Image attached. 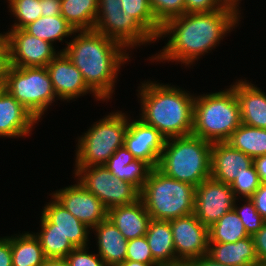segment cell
Returning a JSON list of instances; mask_svg holds the SVG:
<instances>
[{
  "instance_id": "1",
  "label": "cell",
  "mask_w": 266,
  "mask_h": 266,
  "mask_svg": "<svg viewBox=\"0 0 266 266\" xmlns=\"http://www.w3.org/2000/svg\"><path fill=\"white\" fill-rule=\"evenodd\" d=\"M238 7V4L228 1L221 9L185 13L167 20L162 25L158 38L169 35V40L159 54L149 58L157 62H181L185 66L190 64L191 67L195 60L219 45L221 39L236 28L241 18Z\"/></svg>"
},
{
  "instance_id": "2",
  "label": "cell",
  "mask_w": 266,
  "mask_h": 266,
  "mask_svg": "<svg viewBox=\"0 0 266 266\" xmlns=\"http://www.w3.org/2000/svg\"><path fill=\"white\" fill-rule=\"evenodd\" d=\"M74 35L60 52L80 70L87 87L101 101L112 99L120 67L128 62L129 52L95 30L75 31Z\"/></svg>"
},
{
  "instance_id": "3",
  "label": "cell",
  "mask_w": 266,
  "mask_h": 266,
  "mask_svg": "<svg viewBox=\"0 0 266 266\" xmlns=\"http://www.w3.org/2000/svg\"><path fill=\"white\" fill-rule=\"evenodd\" d=\"M155 82L144 81L137 90L142 112L139 119L166 139L192 134L194 94Z\"/></svg>"
},
{
  "instance_id": "4",
  "label": "cell",
  "mask_w": 266,
  "mask_h": 266,
  "mask_svg": "<svg viewBox=\"0 0 266 266\" xmlns=\"http://www.w3.org/2000/svg\"><path fill=\"white\" fill-rule=\"evenodd\" d=\"M212 143L193 134L165 140L157 169L175 180L197 187L211 177Z\"/></svg>"
},
{
  "instance_id": "5",
  "label": "cell",
  "mask_w": 266,
  "mask_h": 266,
  "mask_svg": "<svg viewBox=\"0 0 266 266\" xmlns=\"http://www.w3.org/2000/svg\"><path fill=\"white\" fill-rule=\"evenodd\" d=\"M242 124L234 89L195 96L192 134L210 143L226 142Z\"/></svg>"
},
{
  "instance_id": "6",
  "label": "cell",
  "mask_w": 266,
  "mask_h": 266,
  "mask_svg": "<svg viewBox=\"0 0 266 266\" xmlns=\"http://www.w3.org/2000/svg\"><path fill=\"white\" fill-rule=\"evenodd\" d=\"M195 190L192 184L170 178L153 168L140 198L151 219L170 221L194 213Z\"/></svg>"
},
{
  "instance_id": "7",
  "label": "cell",
  "mask_w": 266,
  "mask_h": 266,
  "mask_svg": "<svg viewBox=\"0 0 266 266\" xmlns=\"http://www.w3.org/2000/svg\"><path fill=\"white\" fill-rule=\"evenodd\" d=\"M129 119L122 111H116L94 122L78 139L75 167L104 165L124 145Z\"/></svg>"
},
{
  "instance_id": "8",
  "label": "cell",
  "mask_w": 266,
  "mask_h": 266,
  "mask_svg": "<svg viewBox=\"0 0 266 266\" xmlns=\"http://www.w3.org/2000/svg\"><path fill=\"white\" fill-rule=\"evenodd\" d=\"M4 89L38 122L57 97L47 67L10 66Z\"/></svg>"
},
{
  "instance_id": "9",
  "label": "cell",
  "mask_w": 266,
  "mask_h": 266,
  "mask_svg": "<svg viewBox=\"0 0 266 266\" xmlns=\"http://www.w3.org/2000/svg\"><path fill=\"white\" fill-rule=\"evenodd\" d=\"M93 30L118 42L126 50L156 41L131 15L122 12L120 0H98Z\"/></svg>"
},
{
  "instance_id": "10",
  "label": "cell",
  "mask_w": 266,
  "mask_h": 266,
  "mask_svg": "<svg viewBox=\"0 0 266 266\" xmlns=\"http://www.w3.org/2000/svg\"><path fill=\"white\" fill-rule=\"evenodd\" d=\"M74 168L77 181L94 194L107 209L140 199V190L136 186L112 176L104 165Z\"/></svg>"
},
{
  "instance_id": "11",
  "label": "cell",
  "mask_w": 266,
  "mask_h": 266,
  "mask_svg": "<svg viewBox=\"0 0 266 266\" xmlns=\"http://www.w3.org/2000/svg\"><path fill=\"white\" fill-rule=\"evenodd\" d=\"M169 222L173 234L176 264L189 263L193 259L207 255L208 227L194 213Z\"/></svg>"
},
{
  "instance_id": "12",
  "label": "cell",
  "mask_w": 266,
  "mask_h": 266,
  "mask_svg": "<svg viewBox=\"0 0 266 266\" xmlns=\"http://www.w3.org/2000/svg\"><path fill=\"white\" fill-rule=\"evenodd\" d=\"M5 41L14 67H46L60 53L53 44L30 35L24 29L8 30Z\"/></svg>"
},
{
  "instance_id": "13",
  "label": "cell",
  "mask_w": 266,
  "mask_h": 266,
  "mask_svg": "<svg viewBox=\"0 0 266 266\" xmlns=\"http://www.w3.org/2000/svg\"><path fill=\"white\" fill-rule=\"evenodd\" d=\"M235 200L229 184L210 177L196 187L194 214L209 228L234 208Z\"/></svg>"
},
{
  "instance_id": "14",
  "label": "cell",
  "mask_w": 266,
  "mask_h": 266,
  "mask_svg": "<svg viewBox=\"0 0 266 266\" xmlns=\"http://www.w3.org/2000/svg\"><path fill=\"white\" fill-rule=\"evenodd\" d=\"M76 184L53 192L52 195L74 217L93 229L107 219L108 209L78 181Z\"/></svg>"
},
{
  "instance_id": "15",
  "label": "cell",
  "mask_w": 266,
  "mask_h": 266,
  "mask_svg": "<svg viewBox=\"0 0 266 266\" xmlns=\"http://www.w3.org/2000/svg\"><path fill=\"white\" fill-rule=\"evenodd\" d=\"M51 77L52 86L57 99L70 101L74 98L92 93L93 96L101 101L85 84L80 70L60 52L46 66Z\"/></svg>"
},
{
  "instance_id": "16",
  "label": "cell",
  "mask_w": 266,
  "mask_h": 266,
  "mask_svg": "<svg viewBox=\"0 0 266 266\" xmlns=\"http://www.w3.org/2000/svg\"><path fill=\"white\" fill-rule=\"evenodd\" d=\"M166 138L153 126L141 119L130 121L125 135L124 146L136 159L148 162L157 168Z\"/></svg>"
},
{
  "instance_id": "17",
  "label": "cell",
  "mask_w": 266,
  "mask_h": 266,
  "mask_svg": "<svg viewBox=\"0 0 266 266\" xmlns=\"http://www.w3.org/2000/svg\"><path fill=\"white\" fill-rule=\"evenodd\" d=\"M210 163L211 177L230 185L253 165V158L226 142H216L212 144Z\"/></svg>"
},
{
  "instance_id": "18",
  "label": "cell",
  "mask_w": 266,
  "mask_h": 266,
  "mask_svg": "<svg viewBox=\"0 0 266 266\" xmlns=\"http://www.w3.org/2000/svg\"><path fill=\"white\" fill-rule=\"evenodd\" d=\"M38 120L8 91L0 89V137H26Z\"/></svg>"
},
{
  "instance_id": "19",
  "label": "cell",
  "mask_w": 266,
  "mask_h": 266,
  "mask_svg": "<svg viewBox=\"0 0 266 266\" xmlns=\"http://www.w3.org/2000/svg\"><path fill=\"white\" fill-rule=\"evenodd\" d=\"M51 198L53 200L43 208L40 223L53 224V230L63 233L75 247L88 246L91 229L74 217L53 196Z\"/></svg>"
},
{
  "instance_id": "20",
  "label": "cell",
  "mask_w": 266,
  "mask_h": 266,
  "mask_svg": "<svg viewBox=\"0 0 266 266\" xmlns=\"http://www.w3.org/2000/svg\"><path fill=\"white\" fill-rule=\"evenodd\" d=\"M237 81L230 86L234 89L239 101L242 124L266 129L265 92L248 80Z\"/></svg>"
},
{
  "instance_id": "21",
  "label": "cell",
  "mask_w": 266,
  "mask_h": 266,
  "mask_svg": "<svg viewBox=\"0 0 266 266\" xmlns=\"http://www.w3.org/2000/svg\"><path fill=\"white\" fill-rule=\"evenodd\" d=\"M107 218L127 241L145 236L151 220L141 198L133 203L108 209Z\"/></svg>"
},
{
  "instance_id": "22",
  "label": "cell",
  "mask_w": 266,
  "mask_h": 266,
  "mask_svg": "<svg viewBox=\"0 0 266 266\" xmlns=\"http://www.w3.org/2000/svg\"><path fill=\"white\" fill-rule=\"evenodd\" d=\"M104 166L112 176L133 184L140 191L153 169L148 162L136 159L124 145L117 149Z\"/></svg>"
},
{
  "instance_id": "23",
  "label": "cell",
  "mask_w": 266,
  "mask_h": 266,
  "mask_svg": "<svg viewBox=\"0 0 266 266\" xmlns=\"http://www.w3.org/2000/svg\"><path fill=\"white\" fill-rule=\"evenodd\" d=\"M207 256L227 266L259 265L252 236L236 243H209Z\"/></svg>"
},
{
  "instance_id": "24",
  "label": "cell",
  "mask_w": 266,
  "mask_h": 266,
  "mask_svg": "<svg viewBox=\"0 0 266 266\" xmlns=\"http://www.w3.org/2000/svg\"><path fill=\"white\" fill-rule=\"evenodd\" d=\"M91 230L95 231L98 239L97 254L106 266H118L125 261L128 241L108 218Z\"/></svg>"
},
{
  "instance_id": "25",
  "label": "cell",
  "mask_w": 266,
  "mask_h": 266,
  "mask_svg": "<svg viewBox=\"0 0 266 266\" xmlns=\"http://www.w3.org/2000/svg\"><path fill=\"white\" fill-rule=\"evenodd\" d=\"M145 237L153 259L160 266L176 265L173 234L169 221L151 219Z\"/></svg>"
},
{
  "instance_id": "26",
  "label": "cell",
  "mask_w": 266,
  "mask_h": 266,
  "mask_svg": "<svg viewBox=\"0 0 266 266\" xmlns=\"http://www.w3.org/2000/svg\"><path fill=\"white\" fill-rule=\"evenodd\" d=\"M12 266H43L46 257L34 233L11 236Z\"/></svg>"
},
{
  "instance_id": "27",
  "label": "cell",
  "mask_w": 266,
  "mask_h": 266,
  "mask_svg": "<svg viewBox=\"0 0 266 266\" xmlns=\"http://www.w3.org/2000/svg\"><path fill=\"white\" fill-rule=\"evenodd\" d=\"M98 0H61V15L75 31L93 30Z\"/></svg>"
},
{
  "instance_id": "28",
  "label": "cell",
  "mask_w": 266,
  "mask_h": 266,
  "mask_svg": "<svg viewBox=\"0 0 266 266\" xmlns=\"http://www.w3.org/2000/svg\"><path fill=\"white\" fill-rule=\"evenodd\" d=\"M27 33L51 44L56 40L63 41L64 37L74 34V28L65 20L62 15L41 16L23 28Z\"/></svg>"
},
{
  "instance_id": "29",
  "label": "cell",
  "mask_w": 266,
  "mask_h": 266,
  "mask_svg": "<svg viewBox=\"0 0 266 266\" xmlns=\"http://www.w3.org/2000/svg\"><path fill=\"white\" fill-rule=\"evenodd\" d=\"M231 147L255 158L266 154V129L238 126L226 141Z\"/></svg>"
},
{
  "instance_id": "30",
  "label": "cell",
  "mask_w": 266,
  "mask_h": 266,
  "mask_svg": "<svg viewBox=\"0 0 266 266\" xmlns=\"http://www.w3.org/2000/svg\"><path fill=\"white\" fill-rule=\"evenodd\" d=\"M209 243H236L249 237L234 209L224 214L208 228Z\"/></svg>"
},
{
  "instance_id": "31",
  "label": "cell",
  "mask_w": 266,
  "mask_h": 266,
  "mask_svg": "<svg viewBox=\"0 0 266 266\" xmlns=\"http://www.w3.org/2000/svg\"><path fill=\"white\" fill-rule=\"evenodd\" d=\"M40 232L34 235L38 238L47 259L65 258L76 248L63 233L53 230V224H41Z\"/></svg>"
},
{
  "instance_id": "32",
  "label": "cell",
  "mask_w": 266,
  "mask_h": 266,
  "mask_svg": "<svg viewBox=\"0 0 266 266\" xmlns=\"http://www.w3.org/2000/svg\"><path fill=\"white\" fill-rule=\"evenodd\" d=\"M122 12L131 15L155 40L162 25L156 20L149 0H120Z\"/></svg>"
},
{
  "instance_id": "33",
  "label": "cell",
  "mask_w": 266,
  "mask_h": 266,
  "mask_svg": "<svg viewBox=\"0 0 266 266\" xmlns=\"http://www.w3.org/2000/svg\"><path fill=\"white\" fill-rule=\"evenodd\" d=\"M9 10L16 17L11 29H23L41 17V0H8ZM17 21V22H16Z\"/></svg>"
},
{
  "instance_id": "34",
  "label": "cell",
  "mask_w": 266,
  "mask_h": 266,
  "mask_svg": "<svg viewBox=\"0 0 266 266\" xmlns=\"http://www.w3.org/2000/svg\"><path fill=\"white\" fill-rule=\"evenodd\" d=\"M245 204L237 206L236 200L234 203V210L243 222L244 228L249 236L256 234L264 224L265 220L257 212L254 202L250 198H245Z\"/></svg>"
},
{
  "instance_id": "35",
  "label": "cell",
  "mask_w": 266,
  "mask_h": 266,
  "mask_svg": "<svg viewBox=\"0 0 266 266\" xmlns=\"http://www.w3.org/2000/svg\"><path fill=\"white\" fill-rule=\"evenodd\" d=\"M261 184L256 169L254 165H252L250 168L246 169V173L236 177L230 184V187L236 199L243 196L242 199L244 200L245 198H251Z\"/></svg>"
},
{
  "instance_id": "36",
  "label": "cell",
  "mask_w": 266,
  "mask_h": 266,
  "mask_svg": "<svg viewBox=\"0 0 266 266\" xmlns=\"http://www.w3.org/2000/svg\"><path fill=\"white\" fill-rule=\"evenodd\" d=\"M149 4L161 25L171 18L185 14V0H149Z\"/></svg>"
},
{
  "instance_id": "37",
  "label": "cell",
  "mask_w": 266,
  "mask_h": 266,
  "mask_svg": "<svg viewBox=\"0 0 266 266\" xmlns=\"http://www.w3.org/2000/svg\"><path fill=\"white\" fill-rule=\"evenodd\" d=\"M125 260L141 263H157L152 256L145 236L128 240Z\"/></svg>"
},
{
  "instance_id": "38",
  "label": "cell",
  "mask_w": 266,
  "mask_h": 266,
  "mask_svg": "<svg viewBox=\"0 0 266 266\" xmlns=\"http://www.w3.org/2000/svg\"><path fill=\"white\" fill-rule=\"evenodd\" d=\"M89 247H76L66 257L69 266H106L98 254L89 253Z\"/></svg>"
},
{
  "instance_id": "39",
  "label": "cell",
  "mask_w": 266,
  "mask_h": 266,
  "mask_svg": "<svg viewBox=\"0 0 266 266\" xmlns=\"http://www.w3.org/2000/svg\"><path fill=\"white\" fill-rule=\"evenodd\" d=\"M228 0H185V13L211 12L221 9Z\"/></svg>"
},
{
  "instance_id": "40",
  "label": "cell",
  "mask_w": 266,
  "mask_h": 266,
  "mask_svg": "<svg viewBox=\"0 0 266 266\" xmlns=\"http://www.w3.org/2000/svg\"><path fill=\"white\" fill-rule=\"evenodd\" d=\"M259 264H266V221L261 229L252 236Z\"/></svg>"
},
{
  "instance_id": "41",
  "label": "cell",
  "mask_w": 266,
  "mask_h": 266,
  "mask_svg": "<svg viewBox=\"0 0 266 266\" xmlns=\"http://www.w3.org/2000/svg\"><path fill=\"white\" fill-rule=\"evenodd\" d=\"M10 66V51L7 42L4 41L0 45V89L5 86Z\"/></svg>"
},
{
  "instance_id": "42",
  "label": "cell",
  "mask_w": 266,
  "mask_h": 266,
  "mask_svg": "<svg viewBox=\"0 0 266 266\" xmlns=\"http://www.w3.org/2000/svg\"><path fill=\"white\" fill-rule=\"evenodd\" d=\"M250 199L254 202L257 212L266 221V183H262Z\"/></svg>"
},
{
  "instance_id": "43",
  "label": "cell",
  "mask_w": 266,
  "mask_h": 266,
  "mask_svg": "<svg viewBox=\"0 0 266 266\" xmlns=\"http://www.w3.org/2000/svg\"><path fill=\"white\" fill-rule=\"evenodd\" d=\"M0 266H12L11 237L0 238Z\"/></svg>"
},
{
  "instance_id": "44",
  "label": "cell",
  "mask_w": 266,
  "mask_h": 266,
  "mask_svg": "<svg viewBox=\"0 0 266 266\" xmlns=\"http://www.w3.org/2000/svg\"><path fill=\"white\" fill-rule=\"evenodd\" d=\"M42 16L61 15V0H41Z\"/></svg>"
},
{
  "instance_id": "45",
  "label": "cell",
  "mask_w": 266,
  "mask_h": 266,
  "mask_svg": "<svg viewBox=\"0 0 266 266\" xmlns=\"http://www.w3.org/2000/svg\"><path fill=\"white\" fill-rule=\"evenodd\" d=\"M253 165L261 183H266V154L253 158Z\"/></svg>"
},
{
  "instance_id": "46",
  "label": "cell",
  "mask_w": 266,
  "mask_h": 266,
  "mask_svg": "<svg viewBox=\"0 0 266 266\" xmlns=\"http://www.w3.org/2000/svg\"><path fill=\"white\" fill-rule=\"evenodd\" d=\"M190 266H227L212 260L209 256L204 255L197 259H193L188 263Z\"/></svg>"
},
{
  "instance_id": "47",
  "label": "cell",
  "mask_w": 266,
  "mask_h": 266,
  "mask_svg": "<svg viewBox=\"0 0 266 266\" xmlns=\"http://www.w3.org/2000/svg\"><path fill=\"white\" fill-rule=\"evenodd\" d=\"M43 266H69L65 258L46 259Z\"/></svg>"
},
{
  "instance_id": "48",
  "label": "cell",
  "mask_w": 266,
  "mask_h": 266,
  "mask_svg": "<svg viewBox=\"0 0 266 266\" xmlns=\"http://www.w3.org/2000/svg\"><path fill=\"white\" fill-rule=\"evenodd\" d=\"M118 266H160L158 263H141L132 260H125L123 263Z\"/></svg>"
},
{
  "instance_id": "49",
  "label": "cell",
  "mask_w": 266,
  "mask_h": 266,
  "mask_svg": "<svg viewBox=\"0 0 266 266\" xmlns=\"http://www.w3.org/2000/svg\"><path fill=\"white\" fill-rule=\"evenodd\" d=\"M5 41V34L0 33V45Z\"/></svg>"
},
{
  "instance_id": "50",
  "label": "cell",
  "mask_w": 266,
  "mask_h": 266,
  "mask_svg": "<svg viewBox=\"0 0 266 266\" xmlns=\"http://www.w3.org/2000/svg\"><path fill=\"white\" fill-rule=\"evenodd\" d=\"M167 266H190L188 263H180L176 265H167Z\"/></svg>"
},
{
  "instance_id": "51",
  "label": "cell",
  "mask_w": 266,
  "mask_h": 266,
  "mask_svg": "<svg viewBox=\"0 0 266 266\" xmlns=\"http://www.w3.org/2000/svg\"><path fill=\"white\" fill-rule=\"evenodd\" d=\"M228 1H229V2H233V3H236V4L239 5L241 0H228Z\"/></svg>"
}]
</instances>
